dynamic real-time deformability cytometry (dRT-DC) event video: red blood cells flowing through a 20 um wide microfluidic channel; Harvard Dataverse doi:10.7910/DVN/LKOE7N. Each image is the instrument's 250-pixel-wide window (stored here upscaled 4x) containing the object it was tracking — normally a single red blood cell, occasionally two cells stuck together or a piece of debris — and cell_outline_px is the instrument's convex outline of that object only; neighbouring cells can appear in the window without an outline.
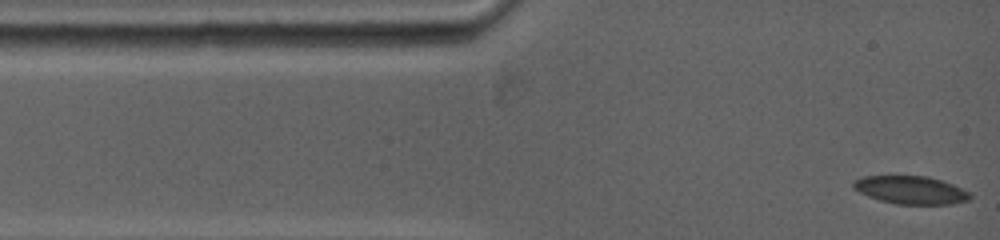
{"species": "common noctule bat (a hibernating species)", "species_latin": "Nyctalus noctula", "temperature_condition": "warm", "stored_images_in_passage": 14, "camera_frame_rate_fps": 5000, "um_per_image_px": 0.085, "animal": {"sex": "female", "body_mass_g": 19.0, "forearm_length_mm": 53.3}, "frame": {"image": 1, "passage_image": 1, "time_ms": 0.0, "image_size_px": [1000, 240], "cell_outline_px": [[972, 196], [968, 200], [952, 204], [896, 204], [880, 200], [868, 196], [852, 188], [852, 180], [864, 176], [928, 176], [952, 184], [968, 192]], "centroid_in_image_um": [77.37, 16.15], "position_along_channel_um": 7.6, "area_um2": 18.96}}
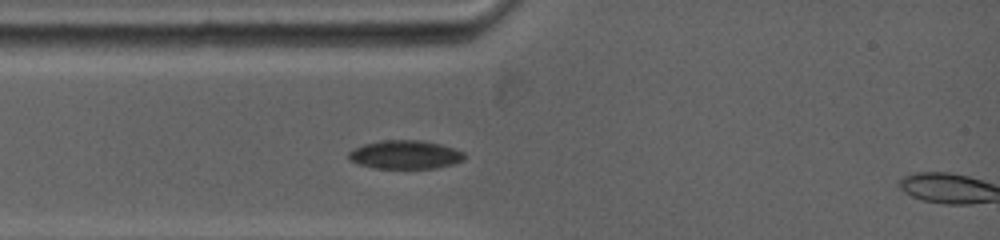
{"frame": {"image": 2, "passage_image": 12, "time_ms": 2.4, "image_size_px": [1000, 240], "cell_outline_px": [[464, 160], [452, 164], [436, 168], [376, 168], [360, 164], [348, 160], [348, 152], [352, 148], [364, 144], [380, 140], [420, 140], [440, 144], [464, 152]], "centroid_in_image_um": [34.4, 13.14], "position_along_channel_um": 50.6, "area_um2": 19.25}}